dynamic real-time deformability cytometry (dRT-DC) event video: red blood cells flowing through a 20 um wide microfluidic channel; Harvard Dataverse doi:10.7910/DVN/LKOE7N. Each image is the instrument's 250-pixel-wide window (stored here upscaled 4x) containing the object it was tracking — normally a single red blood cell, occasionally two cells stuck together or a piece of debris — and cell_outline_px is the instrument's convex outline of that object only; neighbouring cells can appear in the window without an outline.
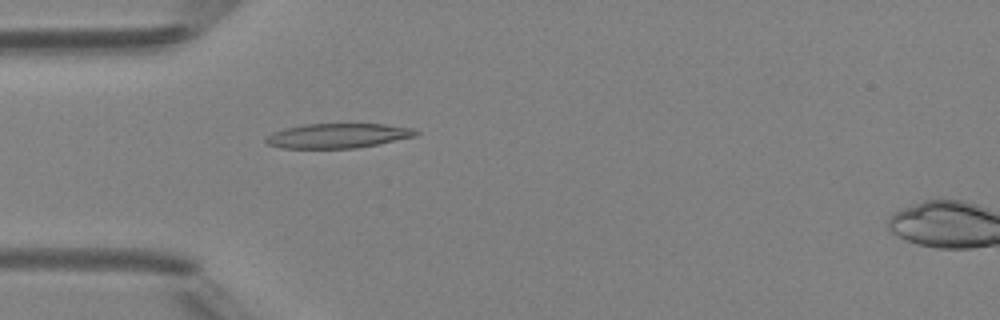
{"species": "Egyptian fruit bat (a non-hibernating species)", "species_latin": "Rousettus aegyptiacus", "temperature_condition": "room temperature", "stored_images_in_passage": 4, "segment_of_instrument_passage": [1, 2], "camera_frame_rate_fps": 3000, "um_per_image_px": 0.085, "animal": {"sex": "female"}, "frame": {"image": 1, "passage_image": 3, "time_ms": 2.333, "image_size_px": [1000, 320], "cell_outline_px": [[420, 132], [416, 136], [356, 148], [280, 148], [268, 144], [264, 140], [264, 136], [272, 132], [284, 128], [304, 124], [384, 124], [412, 128]], "centroid_in_image_um": [28.66, 11.53], "position_along_channel_um": 56.3, "area_um2": 21.56}}